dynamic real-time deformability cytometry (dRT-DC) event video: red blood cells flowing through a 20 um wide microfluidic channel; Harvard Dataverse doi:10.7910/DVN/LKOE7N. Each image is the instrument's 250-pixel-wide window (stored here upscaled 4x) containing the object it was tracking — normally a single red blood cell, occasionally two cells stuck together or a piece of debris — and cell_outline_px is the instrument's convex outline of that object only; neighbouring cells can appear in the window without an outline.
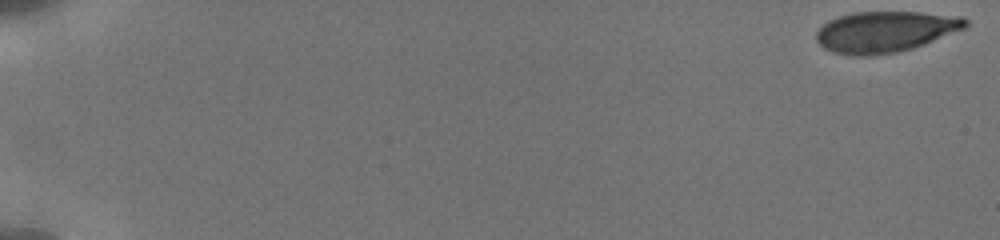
{"species": "human", "species_latin": "Homo sapiens", "temperature_condition": "cold", "stored_images_in_passage": 11, "camera_frame_rate_fps": 3000, "um_per_image_px": 0.085, "donor": {"sex": "male"}, "frame": {"image": 1, "passage_image": 1, "time_ms": 0.0, "image_size_px": [1000, 240], "cell_outline_px": [[968, 24], [964, 28], [924, 44], [912, 48], [896, 52], [868, 56], [852, 56], [832, 52], [824, 48], [816, 40], [816, 28], [828, 20], [852, 12], [920, 12], [964, 16], [968, 20]], "centroid_in_image_um": [75.21, 2.69], "position_along_channel_um": 9.8, "area_um2": 35.84}}
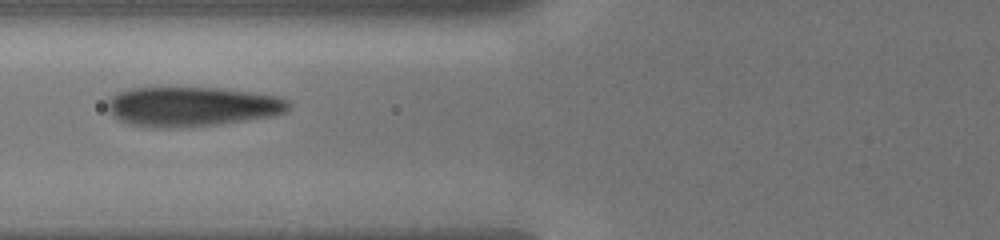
{"frame": {"image": 2, "passage_image": 7, "time_ms": 7.667, "image_size_px": [1000, 240], "cell_outline_px": [[292, 104], [288, 112], [276, 116], [220, 124], [184, 128], [156, 128], [128, 124], [112, 116], [108, 108], [108, 100], [116, 92], [132, 88], [216, 88], [280, 96], [288, 100]], "centroid_in_image_um": [16.36, 9.08], "position_along_channel_um": 109.4, "area_um2": 42.31}}
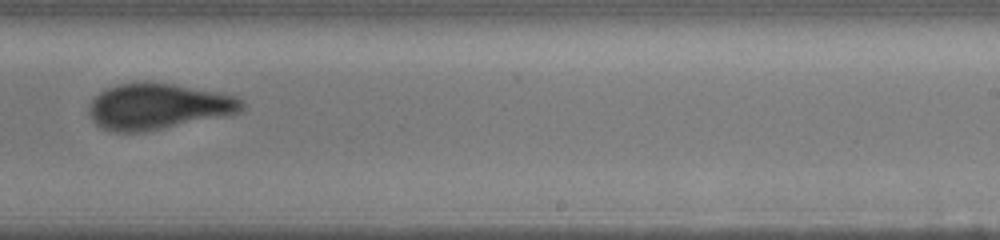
{"frame": {"image": 3, "passage_image": 11, "time_ms": 12.0, "image_size_px": [1000, 240], "cell_outline_px": [[244, 108], [240, 112], [232, 116], [144, 132], [112, 132], [100, 128], [92, 120], [88, 112], [88, 104], [104, 88], [116, 84], [144, 80], [172, 84], [224, 92], [236, 96], [244, 100]], "centroid_in_image_um": [13.48, 9.04], "position_along_channel_um": 275.5, "area_um2": 42.31}}